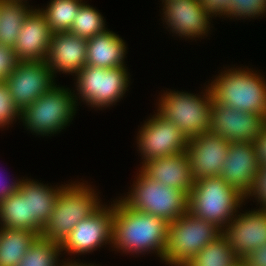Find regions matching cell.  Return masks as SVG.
<instances>
[{"mask_svg": "<svg viewBox=\"0 0 266 266\" xmlns=\"http://www.w3.org/2000/svg\"><path fill=\"white\" fill-rule=\"evenodd\" d=\"M243 266H266V244L241 260Z\"/></svg>", "mask_w": 266, "mask_h": 266, "instance_id": "e575fe53", "label": "cell"}, {"mask_svg": "<svg viewBox=\"0 0 266 266\" xmlns=\"http://www.w3.org/2000/svg\"><path fill=\"white\" fill-rule=\"evenodd\" d=\"M228 68L209 85L213 99L222 105L266 117V79L257 71Z\"/></svg>", "mask_w": 266, "mask_h": 266, "instance_id": "3957f363", "label": "cell"}, {"mask_svg": "<svg viewBox=\"0 0 266 266\" xmlns=\"http://www.w3.org/2000/svg\"><path fill=\"white\" fill-rule=\"evenodd\" d=\"M224 229L222 234L241 261L266 244V208L240 213Z\"/></svg>", "mask_w": 266, "mask_h": 266, "instance_id": "5bb4252c", "label": "cell"}, {"mask_svg": "<svg viewBox=\"0 0 266 266\" xmlns=\"http://www.w3.org/2000/svg\"><path fill=\"white\" fill-rule=\"evenodd\" d=\"M87 40L70 32L54 33L49 43L46 64L53 74H77L86 66Z\"/></svg>", "mask_w": 266, "mask_h": 266, "instance_id": "d6986e66", "label": "cell"}, {"mask_svg": "<svg viewBox=\"0 0 266 266\" xmlns=\"http://www.w3.org/2000/svg\"><path fill=\"white\" fill-rule=\"evenodd\" d=\"M259 168L254 143L230 142L220 176L247 198L254 188Z\"/></svg>", "mask_w": 266, "mask_h": 266, "instance_id": "2e32d148", "label": "cell"}, {"mask_svg": "<svg viewBox=\"0 0 266 266\" xmlns=\"http://www.w3.org/2000/svg\"><path fill=\"white\" fill-rule=\"evenodd\" d=\"M127 67L101 68L86 65L76 76L79 100L95 108L115 105L125 94L129 81Z\"/></svg>", "mask_w": 266, "mask_h": 266, "instance_id": "9c48e42d", "label": "cell"}, {"mask_svg": "<svg viewBox=\"0 0 266 266\" xmlns=\"http://www.w3.org/2000/svg\"><path fill=\"white\" fill-rule=\"evenodd\" d=\"M140 168L156 182L174 189H181L187 195L195 184L186 151L146 161Z\"/></svg>", "mask_w": 266, "mask_h": 266, "instance_id": "ffe728a7", "label": "cell"}, {"mask_svg": "<svg viewBox=\"0 0 266 266\" xmlns=\"http://www.w3.org/2000/svg\"><path fill=\"white\" fill-rule=\"evenodd\" d=\"M18 62L13 48L0 44V81H6Z\"/></svg>", "mask_w": 266, "mask_h": 266, "instance_id": "1f68e13d", "label": "cell"}, {"mask_svg": "<svg viewBox=\"0 0 266 266\" xmlns=\"http://www.w3.org/2000/svg\"><path fill=\"white\" fill-rule=\"evenodd\" d=\"M20 110L15 105L6 81H0V128L20 119Z\"/></svg>", "mask_w": 266, "mask_h": 266, "instance_id": "4dcf8cb0", "label": "cell"}, {"mask_svg": "<svg viewBox=\"0 0 266 266\" xmlns=\"http://www.w3.org/2000/svg\"><path fill=\"white\" fill-rule=\"evenodd\" d=\"M236 266H243V263L240 261Z\"/></svg>", "mask_w": 266, "mask_h": 266, "instance_id": "f35d334b", "label": "cell"}, {"mask_svg": "<svg viewBox=\"0 0 266 266\" xmlns=\"http://www.w3.org/2000/svg\"><path fill=\"white\" fill-rule=\"evenodd\" d=\"M0 227L28 230V198L18 190L0 203Z\"/></svg>", "mask_w": 266, "mask_h": 266, "instance_id": "484cf974", "label": "cell"}, {"mask_svg": "<svg viewBox=\"0 0 266 266\" xmlns=\"http://www.w3.org/2000/svg\"><path fill=\"white\" fill-rule=\"evenodd\" d=\"M162 4L163 21L172 33L193 40L209 32L211 23L209 21L212 16L205 10L200 0H162Z\"/></svg>", "mask_w": 266, "mask_h": 266, "instance_id": "e0dca14e", "label": "cell"}, {"mask_svg": "<svg viewBox=\"0 0 266 266\" xmlns=\"http://www.w3.org/2000/svg\"><path fill=\"white\" fill-rule=\"evenodd\" d=\"M65 186L53 188L31 179H22L19 190L28 198L29 231L40 236L51 216L58 195Z\"/></svg>", "mask_w": 266, "mask_h": 266, "instance_id": "44dd1931", "label": "cell"}, {"mask_svg": "<svg viewBox=\"0 0 266 266\" xmlns=\"http://www.w3.org/2000/svg\"><path fill=\"white\" fill-rule=\"evenodd\" d=\"M265 126L264 115L237 110L214 99L212 101L210 131L229 142L253 143Z\"/></svg>", "mask_w": 266, "mask_h": 266, "instance_id": "4fadbf2b", "label": "cell"}, {"mask_svg": "<svg viewBox=\"0 0 266 266\" xmlns=\"http://www.w3.org/2000/svg\"><path fill=\"white\" fill-rule=\"evenodd\" d=\"M229 147L228 140L211 131L189 138L186 152L195 180L220 176Z\"/></svg>", "mask_w": 266, "mask_h": 266, "instance_id": "9a60e30c", "label": "cell"}, {"mask_svg": "<svg viewBox=\"0 0 266 266\" xmlns=\"http://www.w3.org/2000/svg\"><path fill=\"white\" fill-rule=\"evenodd\" d=\"M38 236L33 231L0 227V266H18Z\"/></svg>", "mask_w": 266, "mask_h": 266, "instance_id": "cb8c5ba5", "label": "cell"}, {"mask_svg": "<svg viewBox=\"0 0 266 266\" xmlns=\"http://www.w3.org/2000/svg\"><path fill=\"white\" fill-rule=\"evenodd\" d=\"M59 266H97V265H94V264H88L87 265L86 263L83 264L82 262L79 263V262H76V261L74 262V261L71 260V261H69L67 263H65L63 261V263L61 265L59 264Z\"/></svg>", "mask_w": 266, "mask_h": 266, "instance_id": "74e56055", "label": "cell"}, {"mask_svg": "<svg viewBox=\"0 0 266 266\" xmlns=\"http://www.w3.org/2000/svg\"><path fill=\"white\" fill-rule=\"evenodd\" d=\"M133 188L121 199L127 206L139 212L152 214L172 222L188 211V195L148 177L139 170Z\"/></svg>", "mask_w": 266, "mask_h": 266, "instance_id": "8992f818", "label": "cell"}, {"mask_svg": "<svg viewBox=\"0 0 266 266\" xmlns=\"http://www.w3.org/2000/svg\"><path fill=\"white\" fill-rule=\"evenodd\" d=\"M126 49L120 36L106 30L87 40L86 65L105 69L124 66Z\"/></svg>", "mask_w": 266, "mask_h": 266, "instance_id": "7402d4cb", "label": "cell"}, {"mask_svg": "<svg viewBox=\"0 0 266 266\" xmlns=\"http://www.w3.org/2000/svg\"><path fill=\"white\" fill-rule=\"evenodd\" d=\"M24 0H0V44L13 48L25 18L33 10Z\"/></svg>", "mask_w": 266, "mask_h": 266, "instance_id": "603a6c76", "label": "cell"}, {"mask_svg": "<svg viewBox=\"0 0 266 266\" xmlns=\"http://www.w3.org/2000/svg\"><path fill=\"white\" fill-rule=\"evenodd\" d=\"M253 143L259 165L266 166V126L262 129Z\"/></svg>", "mask_w": 266, "mask_h": 266, "instance_id": "d590c367", "label": "cell"}, {"mask_svg": "<svg viewBox=\"0 0 266 266\" xmlns=\"http://www.w3.org/2000/svg\"><path fill=\"white\" fill-rule=\"evenodd\" d=\"M137 146L143 162L185 152L189 138L173 123L158 113L140 127Z\"/></svg>", "mask_w": 266, "mask_h": 266, "instance_id": "30bf717a", "label": "cell"}, {"mask_svg": "<svg viewBox=\"0 0 266 266\" xmlns=\"http://www.w3.org/2000/svg\"><path fill=\"white\" fill-rule=\"evenodd\" d=\"M83 0H50L46 9H39L53 33L69 32Z\"/></svg>", "mask_w": 266, "mask_h": 266, "instance_id": "4316f807", "label": "cell"}, {"mask_svg": "<svg viewBox=\"0 0 266 266\" xmlns=\"http://www.w3.org/2000/svg\"><path fill=\"white\" fill-rule=\"evenodd\" d=\"M221 234L216 225L187 211L168 223V244L162 261L171 266H184Z\"/></svg>", "mask_w": 266, "mask_h": 266, "instance_id": "ba28073f", "label": "cell"}, {"mask_svg": "<svg viewBox=\"0 0 266 266\" xmlns=\"http://www.w3.org/2000/svg\"><path fill=\"white\" fill-rule=\"evenodd\" d=\"M1 178L2 177H0V203L13 193H16L19 190L20 184L22 182V180L18 179L19 181L15 180L10 184L8 182L5 183V181L1 180Z\"/></svg>", "mask_w": 266, "mask_h": 266, "instance_id": "8d00e7d4", "label": "cell"}, {"mask_svg": "<svg viewBox=\"0 0 266 266\" xmlns=\"http://www.w3.org/2000/svg\"><path fill=\"white\" fill-rule=\"evenodd\" d=\"M113 202L112 247L131 254L155 252L162 260L168 244V222L136 211L121 199Z\"/></svg>", "mask_w": 266, "mask_h": 266, "instance_id": "6da1fadb", "label": "cell"}, {"mask_svg": "<svg viewBox=\"0 0 266 266\" xmlns=\"http://www.w3.org/2000/svg\"><path fill=\"white\" fill-rule=\"evenodd\" d=\"M231 0H200L202 6L208 13L214 17L217 15L227 16L230 9Z\"/></svg>", "mask_w": 266, "mask_h": 266, "instance_id": "836d02e7", "label": "cell"}, {"mask_svg": "<svg viewBox=\"0 0 266 266\" xmlns=\"http://www.w3.org/2000/svg\"><path fill=\"white\" fill-rule=\"evenodd\" d=\"M266 13V0H231L226 17L252 18Z\"/></svg>", "mask_w": 266, "mask_h": 266, "instance_id": "f546056e", "label": "cell"}, {"mask_svg": "<svg viewBox=\"0 0 266 266\" xmlns=\"http://www.w3.org/2000/svg\"><path fill=\"white\" fill-rule=\"evenodd\" d=\"M250 196H254L257 202H260L261 208H266V166H260L254 188L246 199Z\"/></svg>", "mask_w": 266, "mask_h": 266, "instance_id": "d6a6232c", "label": "cell"}, {"mask_svg": "<svg viewBox=\"0 0 266 266\" xmlns=\"http://www.w3.org/2000/svg\"><path fill=\"white\" fill-rule=\"evenodd\" d=\"M103 18L99 11L89 4L83 3L78 10L77 16L74 18L69 32L88 40L108 30L105 27L106 21Z\"/></svg>", "mask_w": 266, "mask_h": 266, "instance_id": "f1b7e54d", "label": "cell"}, {"mask_svg": "<svg viewBox=\"0 0 266 266\" xmlns=\"http://www.w3.org/2000/svg\"><path fill=\"white\" fill-rule=\"evenodd\" d=\"M70 184H66L59 193L51 216L40 234L42 238L59 244L81 220L102 205L91 185L82 182Z\"/></svg>", "mask_w": 266, "mask_h": 266, "instance_id": "277c9868", "label": "cell"}, {"mask_svg": "<svg viewBox=\"0 0 266 266\" xmlns=\"http://www.w3.org/2000/svg\"><path fill=\"white\" fill-rule=\"evenodd\" d=\"M54 75L45 61H19L6 79L15 105L21 111L54 86Z\"/></svg>", "mask_w": 266, "mask_h": 266, "instance_id": "7c38bea8", "label": "cell"}, {"mask_svg": "<svg viewBox=\"0 0 266 266\" xmlns=\"http://www.w3.org/2000/svg\"><path fill=\"white\" fill-rule=\"evenodd\" d=\"M57 84L20 112V120L31 133L54 135L71 122L76 113L77 96ZM75 97V98H74Z\"/></svg>", "mask_w": 266, "mask_h": 266, "instance_id": "5b68a950", "label": "cell"}, {"mask_svg": "<svg viewBox=\"0 0 266 266\" xmlns=\"http://www.w3.org/2000/svg\"><path fill=\"white\" fill-rule=\"evenodd\" d=\"M61 252L59 243L38 236L18 266H59Z\"/></svg>", "mask_w": 266, "mask_h": 266, "instance_id": "83f0119b", "label": "cell"}, {"mask_svg": "<svg viewBox=\"0 0 266 266\" xmlns=\"http://www.w3.org/2000/svg\"><path fill=\"white\" fill-rule=\"evenodd\" d=\"M205 92L202 97L188 92H164L159 99L157 113L173 122L188 138L209 132L213 101L209 85Z\"/></svg>", "mask_w": 266, "mask_h": 266, "instance_id": "52a82bcc", "label": "cell"}, {"mask_svg": "<svg viewBox=\"0 0 266 266\" xmlns=\"http://www.w3.org/2000/svg\"><path fill=\"white\" fill-rule=\"evenodd\" d=\"M105 206L101 205L72 229L60 244L61 251L81 255L93 252L102 245L112 244L114 203Z\"/></svg>", "mask_w": 266, "mask_h": 266, "instance_id": "8fae6325", "label": "cell"}, {"mask_svg": "<svg viewBox=\"0 0 266 266\" xmlns=\"http://www.w3.org/2000/svg\"><path fill=\"white\" fill-rule=\"evenodd\" d=\"M239 262L227 238L221 234L184 266H236Z\"/></svg>", "mask_w": 266, "mask_h": 266, "instance_id": "d4e9b609", "label": "cell"}, {"mask_svg": "<svg viewBox=\"0 0 266 266\" xmlns=\"http://www.w3.org/2000/svg\"><path fill=\"white\" fill-rule=\"evenodd\" d=\"M245 199L221 176L202 177L195 180L188 195V211L224 230L238 214L237 209H240Z\"/></svg>", "mask_w": 266, "mask_h": 266, "instance_id": "7a4b0ae2", "label": "cell"}, {"mask_svg": "<svg viewBox=\"0 0 266 266\" xmlns=\"http://www.w3.org/2000/svg\"><path fill=\"white\" fill-rule=\"evenodd\" d=\"M54 33L39 9L25 18L13 47L18 61H45Z\"/></svg>", "mask_w": 266, "mask_h": 266, "instance_id": "ac0fdd59", "label": "cell"}]
</instances>
